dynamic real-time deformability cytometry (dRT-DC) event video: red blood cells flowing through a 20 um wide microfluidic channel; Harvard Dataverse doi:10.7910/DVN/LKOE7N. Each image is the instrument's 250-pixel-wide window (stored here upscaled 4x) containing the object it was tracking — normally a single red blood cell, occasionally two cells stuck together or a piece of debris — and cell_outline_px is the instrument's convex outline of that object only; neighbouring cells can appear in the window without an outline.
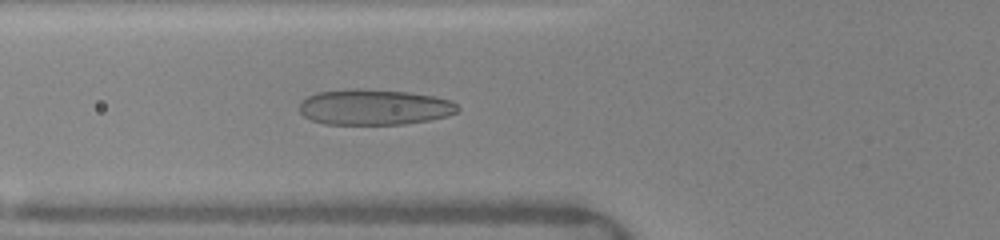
{"species": "human", "species_latin": "Homo sapiens", "temperature_condition": "warm", "stored_images_in_passage": 17, "camera_frame_rate_fps": 3000, "um_per_image_px": 0.085, "donor": {"sex": "female"}, "frame": {"image": 1, "passage_image": 4, "time_ms": 0.667, "image_size_px": [1000, 240], "cell_outline_px": [[460, 108], [456, 112], [448, 116], [428, 120], [404, 124], [324, 124], [312, 120], [304, 116], [300, 112], [300, 100], [316, 92], [356, 88], [408, 92], [432, 96], [452, 100]], "centroid_in_image_um": [31.8, 9.1], "position_along_channel_um": 94.0, "area_um2": 32.95}}
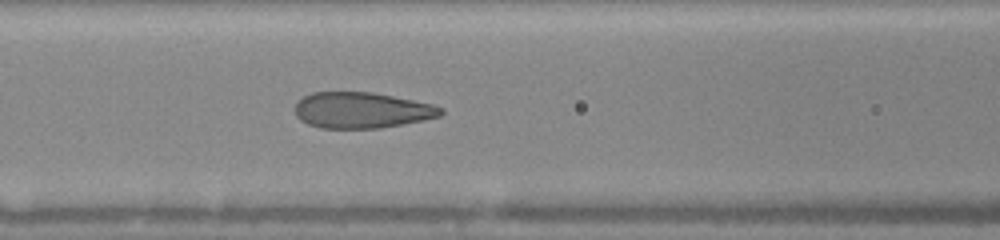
{"frame": {"image": 2, "passage_image": 9, "time_ms": 1.667, "image_size_px": [1000, 240], "cell_outline_px": [[444, 112], [440, 116], [380, 128], [320, 128], [308, 124], [300, 120], [296, 116], [296, 104], [304, 96], [312, 92], [372, 92], [432, 104], [444, 108]], "centroid_in_image_um": [30.73, 9.36], "position_along_channel_um": 135.9, "area_um2": 30.29}}
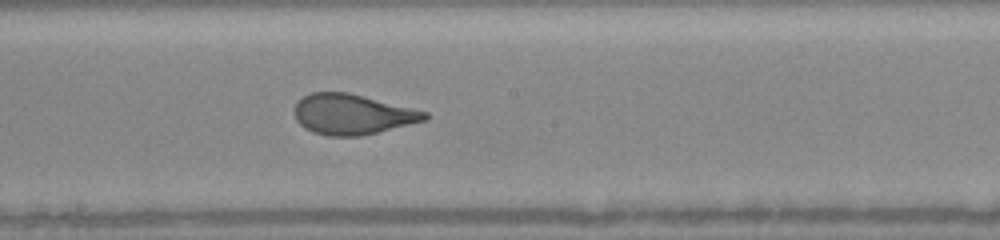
{"frame": {"image": 3, "passage_image": 17, "time_ms": 3.667, "image_size_px": [1000, 240], "cell_outline_px": [[428, 120], [360, 136], [328, 136], [312, 132], [304, 128], [296, 120], [292, 112], [292, 108], [296, 100], [312, 92], [348, 92], [428, 112]], "centroid_in_image_um": [29.89, 9.71], "position_along_channel_um": 218.3, "area_um2": 30.87}}